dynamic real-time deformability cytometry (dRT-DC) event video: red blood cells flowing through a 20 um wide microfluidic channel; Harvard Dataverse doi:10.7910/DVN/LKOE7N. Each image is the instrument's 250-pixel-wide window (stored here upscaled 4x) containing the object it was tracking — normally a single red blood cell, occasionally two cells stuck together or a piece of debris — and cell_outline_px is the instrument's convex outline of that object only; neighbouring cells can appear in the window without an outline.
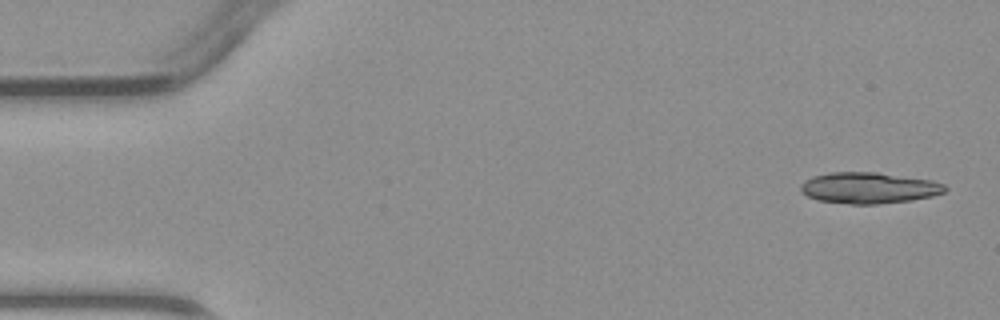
{"species": "common noctule bat (a hibernating species)", "species_latin": "Nyctalus noctula", "temperature_condition": "warm", "stored_images_in_passage": 4, "camera_frame_rate_fps": 3000, "um_per_image_px": 0.085, "animal": {"sex": "male", "body_mass_g": 23.1, "forearm_length_mm": 52.7}, "frame": {"image": 1, "passage_image": 1, "time_ms": 0.0, "image_size_px": [1000, 320], "cell_outline_px": [[948, 188], [944, 192], [932, 196], [912, 200], [876, 204], [852, 204], [816, 200], [800, 192], [800, 184], [804, 180], [812, 176], [832, 172], [876, 172], [932, 180], [944, 184]], "centroid_in_image_um": [73.83, 15.97], "position_along_channel_um": 11.2, "area_um2": 26.3}}